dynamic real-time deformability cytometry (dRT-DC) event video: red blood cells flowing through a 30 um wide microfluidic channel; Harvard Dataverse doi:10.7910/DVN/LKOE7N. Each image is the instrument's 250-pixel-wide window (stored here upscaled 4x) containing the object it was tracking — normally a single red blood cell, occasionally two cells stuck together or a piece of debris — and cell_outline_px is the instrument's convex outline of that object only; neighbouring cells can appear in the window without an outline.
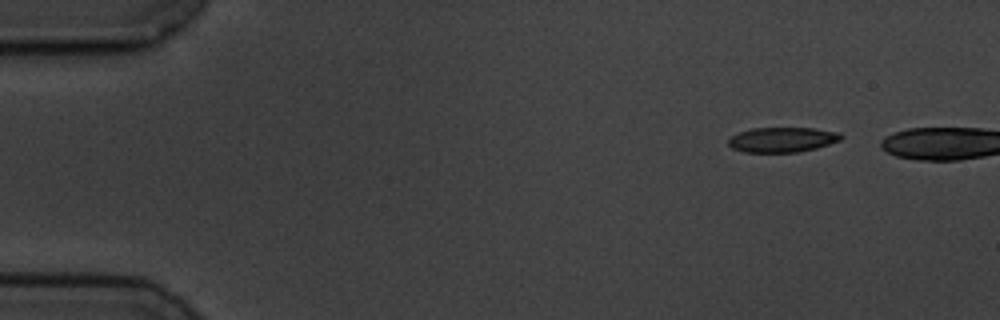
{"species": "common noctule bat (a hibernating species)", "species_latin": "Nyctalus noctula", "temperature_condition": "cold", "stored_images_in_passage": 5, "camera_frame_rate_fps": 3000, "um_per_image_px": 0.085, "animal": {"sex": "male", "body_mass_g": 19.5, "forearm_length_mm": 54.6}, "frame": {"image": 1, "passage_image": 1, "time_ms": 0.0, "image_size_px": [1000, 320], "cell_outline_px": [[844, 136], [840, 140], [816, 148], [800, 152], [744, 152], [732, 148], [728, 144], [728, 140], [732, 136], [740, 132], [752, 128], [812, 128], [840, 132]], "centroid_in_image_um": [66.51, 11.87], "position_along_channel_um": 18.5, "area_um2": 16.36}}